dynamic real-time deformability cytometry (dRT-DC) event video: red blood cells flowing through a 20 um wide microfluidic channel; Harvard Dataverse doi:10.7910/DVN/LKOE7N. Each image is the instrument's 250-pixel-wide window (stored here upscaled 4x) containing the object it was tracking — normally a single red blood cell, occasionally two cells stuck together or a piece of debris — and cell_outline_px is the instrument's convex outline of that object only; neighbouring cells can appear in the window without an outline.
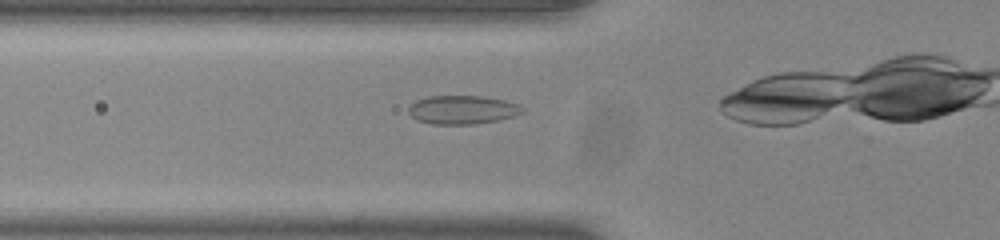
{"species": "common noctule bat (a hibernating species)", "species_latin": "Nyctalus noctula", "temperature_condition": "room temperature", "stored_images_in_passage": 17, "camera_frame_rate_fps": 3000, "um_per_image_px": 0.085, "animal": {"sex": "male", "body_mass_g": 20.0, "forearm_length_mm": 53.3}, "frame": {"image": 1, "passage_image": 10, "time_ms": 3.0, "image_size_px": [1000, 240], "cell_outline_px": [[524, 112], [516, 116], [500, 120], [476, 124], [432, 124], [416, 120], [408, 112], [408, 108], [416, 100], [428, 96], [484, 96], [504, 100], [520, 104], [524, 108]], "centroid_in_image_um": [39.35, 9.33], "position_along_channel_um": 86.5, "area_um2": 19.25}}